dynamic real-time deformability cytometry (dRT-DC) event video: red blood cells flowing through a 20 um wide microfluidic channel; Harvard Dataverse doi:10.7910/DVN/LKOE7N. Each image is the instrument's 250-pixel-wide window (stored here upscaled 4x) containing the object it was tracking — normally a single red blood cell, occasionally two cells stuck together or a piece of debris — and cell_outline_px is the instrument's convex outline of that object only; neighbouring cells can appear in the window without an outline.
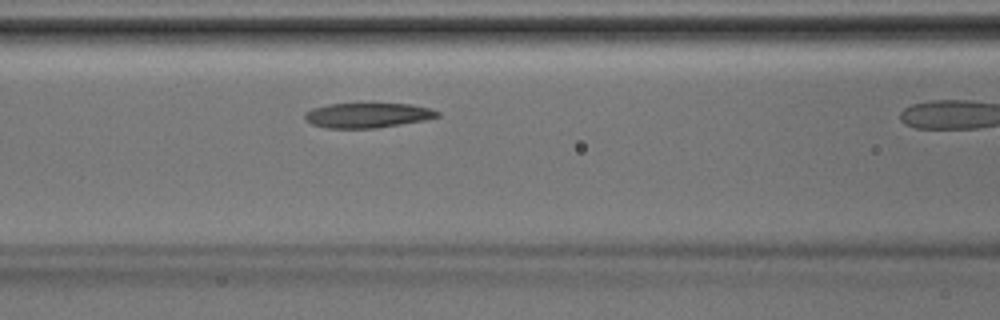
{"species": "Egyptian fruit bat (a non-hibernating species)", "species_latin": "Rousettus aegyptiacus", "temperature_condition": "room temperature", "stored_images_in_passage": 15, "camera_frame_rate_fps": 3000, "um_per_image_px": 0.085, "animal": {"sex": "male"}, "frame": {"image": 1, "passage_image": 9, "time_ms": 2.667, "image_size_px": [1000, 320], "cell_outline_px": [[440, 116], [424, 120], [376, 128], [328, 128], [312, 124], [304, 120], [304, 112], [312, 108], [328, 104], [412, 104], [428, 108], [440, 112]], "centroid_in_image_um": [31.2, 9.8], "position_along_channel_um": 135.4, "area_um2": 19.13}}